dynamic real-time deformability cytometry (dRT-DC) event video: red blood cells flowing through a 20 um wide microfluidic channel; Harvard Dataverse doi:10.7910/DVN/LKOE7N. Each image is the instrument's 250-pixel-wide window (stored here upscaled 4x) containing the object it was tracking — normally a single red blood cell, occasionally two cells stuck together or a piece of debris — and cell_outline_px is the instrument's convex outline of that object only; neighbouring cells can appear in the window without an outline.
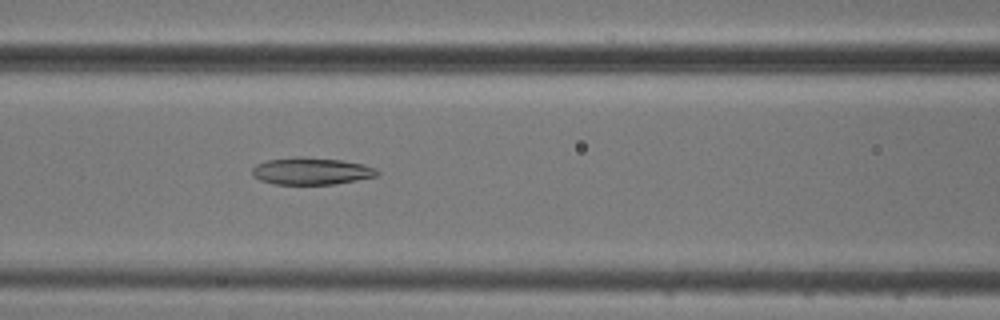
{"species": "common noctule bat (a hibernating species)", "species_latin": "Nyctalus noctula", "temperature_condition": "cold", "stored_images_in_passage": 39, "camera_frame_rate_fps": 3000, "um_per_image_px": 0.085, "animal": {"sex": "male", "body_mass_g": 20.5, "forearm_length_mm": 52.5}, "frame": {"image": 1, "passage_image": 8, "time_ms": 2.333, "image_size_px": [1000, 320], "cell_outline_px": [[380, 172], [376, 176], [336, 184], [276, 184], [260, 180], [252, 176], [252, 168], [256, 164], [268, 160], [296, 156], [300, 156], [340, 160], [364, 164], [376, 168]], "centroid_in_image_um": [26.45, 14.54], "position_along_channel_um": 140.1, "area_um2": 19.77}}
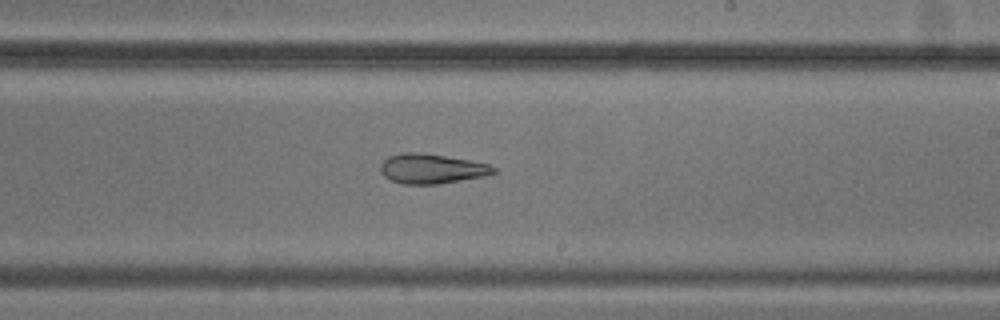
{"frame": {"image": 2, "passage_image": 17, "time_ms": 5.333, "image_size_px": [1000, 320], "cell_outline_px": [[496, 172], [484, 176], [440, 184], [404, 184], [392, 180], [384, 176], [380, 172], [380, 164], [388, 156], [404, 152], [420, 152], [468, 160], [488, 164], [496, 168]], "centroid_in_image_um": [36.66, 14.34], "position_along_channel_um": 252.3, "area_um2": 19.54}}
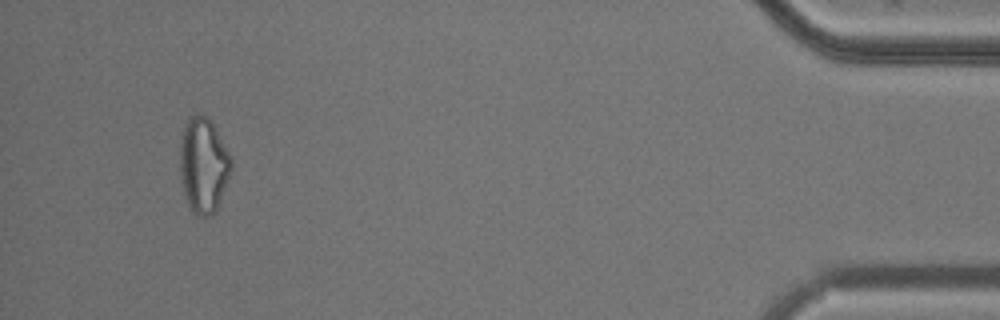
{"frame": {"image": 3, "passage_image": 36, "time_ms": 11.667, "image_size_px": [1000, 320], "cell_outline_px": [[232, 168], [216, 212], [208, 216], [196, 216], [192, 212], [188, 204], [184, 192], [180, 176], [180, 136], [184, 124], [188, 116], [196, 112], [208, 116], [232, 156]], "centroid_in_image_um": [17.28, 14.0], "position_along_channel_um": 417.9, "area_um2": 29.02}, "authors_computed_cell_mechanics": {"area_um2": 20.519, "velocity_mm_per_s": 3.7468, "shape_relaxation_time_tau1_ms": null, "shape_relaxation_time_tau2_ms": 2.6606, "deformation_change_tau1": null, "deformation_change_tau2": 0.1137}}